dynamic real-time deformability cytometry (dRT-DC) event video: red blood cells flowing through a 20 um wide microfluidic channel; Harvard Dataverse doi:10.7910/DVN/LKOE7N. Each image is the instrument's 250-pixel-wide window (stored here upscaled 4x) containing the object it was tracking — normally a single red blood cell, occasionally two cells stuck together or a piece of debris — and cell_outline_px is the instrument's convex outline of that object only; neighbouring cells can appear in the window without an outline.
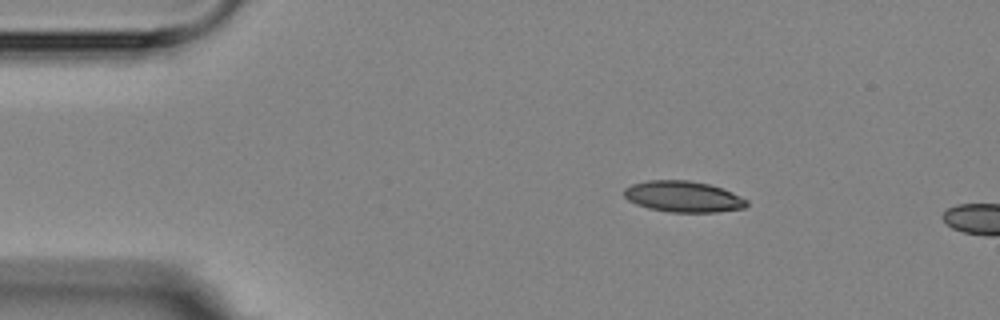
{"species": "Egyptian fruit bat (a non-hibernating species)", "species_latin": "Rousettus aegyptiacus", "temperature_condition": "room temperature", "stored_images_in_passage": 2, "camera_frame_rate_fps": 3000, "um_per_image_px": 0.085, "animal": {"sex": "female"}, "frame": {"image": 1, "passage_image": 1, "time_ms": 0.0, "image_size_px": [1000, 320], "cell_outline_px": [[748, 204], [744, 208], [716, 212], [672, 212], [648, 208], [636, 204], [628, 200], [624, 196], [624, 188], [632, 184], [648, 180], [688, 180], [708, 184], [732, 192], [748, 200]], "centroid_in_image_um": [58.06, 16.71], "position_along_channel_um": 26.9, "area_um2": 22.14}}